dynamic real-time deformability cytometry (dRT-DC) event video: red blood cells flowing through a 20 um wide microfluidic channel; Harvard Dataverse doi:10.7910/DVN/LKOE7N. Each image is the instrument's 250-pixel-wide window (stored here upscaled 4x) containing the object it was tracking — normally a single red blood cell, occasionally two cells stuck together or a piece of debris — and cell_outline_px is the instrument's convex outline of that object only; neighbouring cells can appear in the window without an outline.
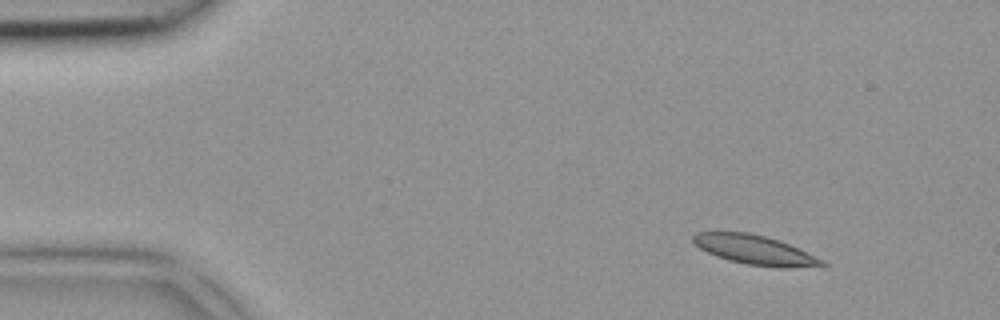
{"species": "common noctule bat (a hibernating species)", "species_latin": "Nyctalus noctula", "temperature_condition": "room temperature", "stored_images_in_passage": 5, "camera_frame_rate_fps": 3000, "um_per_image_px": 0.085, "animal": {"sex": "female", "body_mass_g": 18.4}, "frame": {"image": 1, "passage_image": 5, "time_ms": 1.333, "image_size_px": [1000, 320], "cell_outline_px": [[828, 264], [788, 268], [780, 268], [748, 264], [728, 260], [716, 256], [700, 248], [692, 240], [692, 236], [696, 232], [748, 232], [780, 240], [824, 260]], "centroid_in_image_um": [64.14, 21.23], "position_along_channel_um": 20.9, "area_um2": 21.79}}